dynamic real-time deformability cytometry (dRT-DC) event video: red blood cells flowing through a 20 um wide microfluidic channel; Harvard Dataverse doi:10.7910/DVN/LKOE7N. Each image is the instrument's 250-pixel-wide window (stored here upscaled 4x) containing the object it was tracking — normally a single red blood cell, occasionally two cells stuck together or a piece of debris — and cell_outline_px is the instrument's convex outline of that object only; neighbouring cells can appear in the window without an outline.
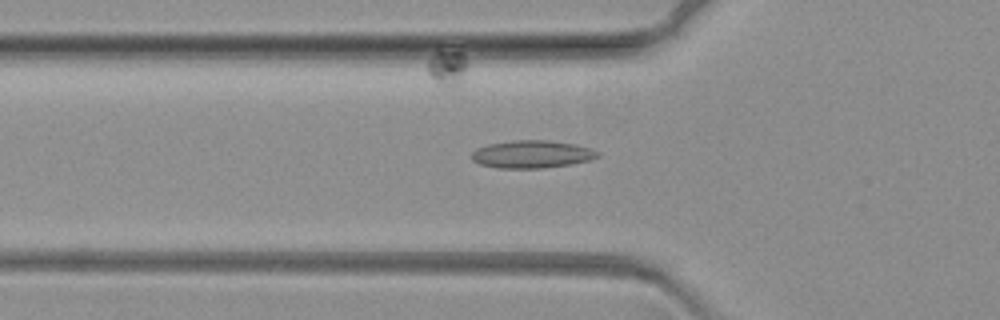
{"species": "common noctule bat (a hibernating species)", "species_latin": "Nyctalus noctula", "temperature_condition": "warm", "stored_images_in_passage": 68, "camera_frame_rate_fps": 3000, "um_per_image_px": 0.085, "animal": {"sex": "female", "body_mass_g": 19.3, "forearm_length_mm": 54.1}, "frame": {"image": 1, "passage_image": 23, "time_ms": 7.333, "image_size_px": [1000, 320], "cell_outline_px": [[600, 156], [592, 160], [572, 164], [544, 168], [500, 168], [480, 164], [472, 160], [472, 152], [476, 148], [488, 144], [512, 140], [544, 140], [576, 144], [592, 148], [600, 152]], "centroid_in_image_um": [45.26, 13.11], "position_along_channel_um": 80.5, "area_um2": 20.52}}
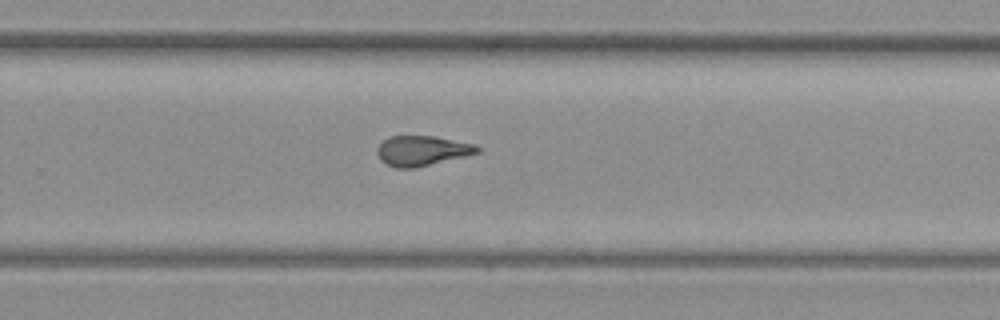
{"frame": {"image": 2, "passage_image": 44, "time_ms": 14.333, "image_size_px": [1000, 320], "cell_outline_px": [[480, 152], [416, 168], [396, 168], [380, 160], [376, 152], [376, 148], [388, 136], [432, 136], [476, 144], [480, 148]], "centroid_in_image_um": [35.85, 12.81], "position_along_channel_um": 293.9, "area_um2": 17.46}}
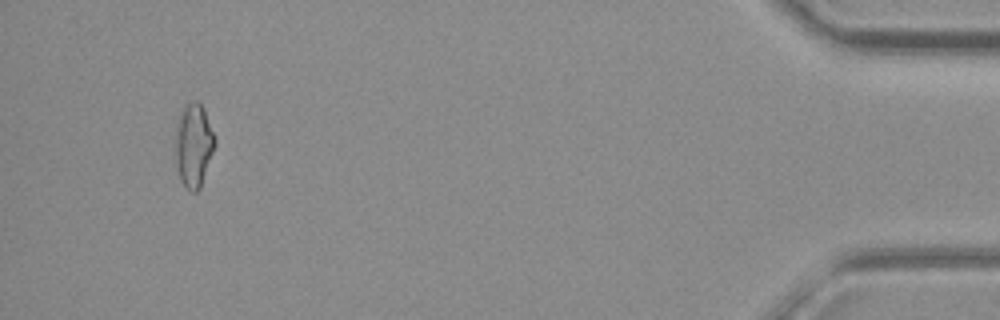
{"frame": {"image": 3, "passage_image": 64, "time_ms": 21.0, "image_size_px": [1000, 320], "cell_outline_px": [[216, 144], [200, 188], [196, 192], [192, 192], [180, 180], [176, 168], [176, 144], [180, 116], [184, 108], [188, 104], [196, 100], [204, 108], [216, 136]], "centroid_in_image_um": [16.5, 12.38], "position_along_channel_um": 418.7, "area_um2": 18.84}}